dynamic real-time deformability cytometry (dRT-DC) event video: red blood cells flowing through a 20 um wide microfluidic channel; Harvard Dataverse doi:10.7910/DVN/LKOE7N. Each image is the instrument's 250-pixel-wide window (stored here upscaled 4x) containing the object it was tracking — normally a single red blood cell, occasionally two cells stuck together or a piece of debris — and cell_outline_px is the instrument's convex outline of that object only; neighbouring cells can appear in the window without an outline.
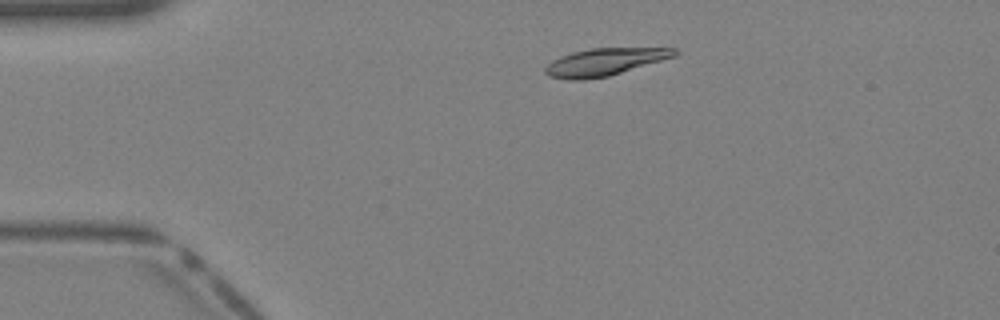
{"species": "Egyptian fruit bat (a non-hibernating species)", "species_latin": "Rousettus aegyptiacus", "temperature_condition": "warm", "stored_images_in_passage": 35, "camera_frame_rate_fps": 3000, "um_per_image_px": 0.085, "animal": {"sex": "female"}, "frame": {"image": 1, "passage_image": 4, "time_ms": 1.0, "image_size_px": [1000, 320], "cell_outline_px": [[680, 52], [676, 56], [608, 76], [584, 80], [568, 80], [548, 76], [544, 72], [544, 68], [552, 60], [560, 56], [572, 52], [592, 48], [676, 48]], "centroid_in_image_um": [51.37, 5.27], "position_along_channel_um": 33.6, "area_um2": 20.63}}
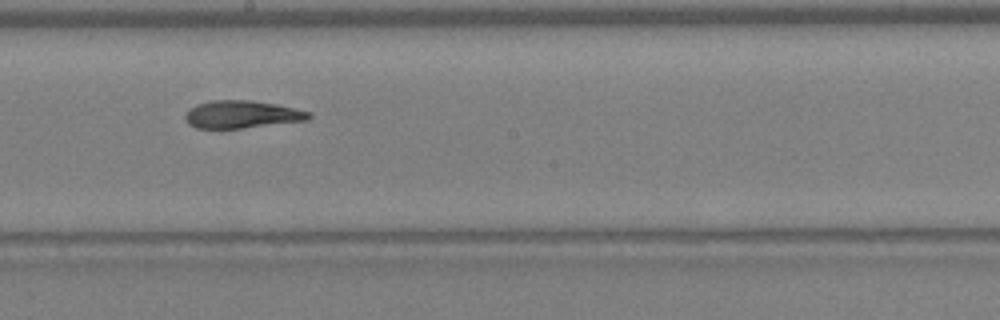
{"frame": {"image": 2, "passage_image": 18, "time_ms": 5.667, "image_size_px": [1000, 320], "cell_outline_px": [[312, 116], [308, 120], [240, 128], [196, 128], [188, 124], [184, 116], [196, 104], [212, 100], [252, 100], [276, 104], [312, 112]], "centroid_in_image_um": [20.58, 9.72], "position_along_channel_um": 227.6, "area_um2": 19.77}}
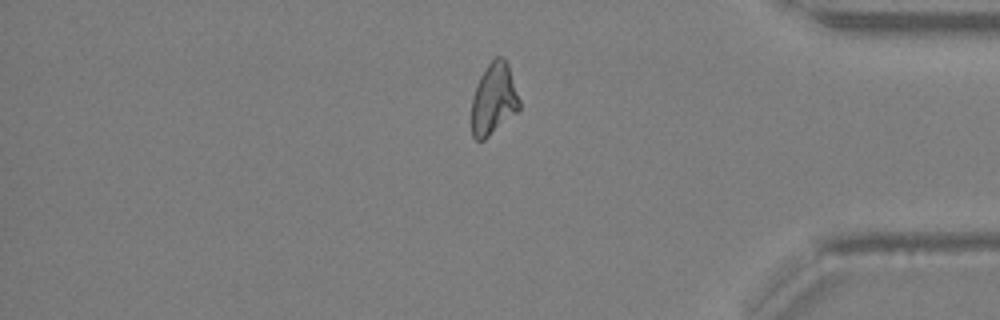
{"frame": {"image": 3, "passage_image": 29, "time_ms": 9.333, "image_size_px": [1000, 320], "cell_outline_px": [[520, 108], [516, 112], [484, 140], [476, 140], [472, 136], [472, 96], [480, 76], [488, 64], [496, 56], [504, 56], [508, 64], [520, 100]], "centroid_in_image_um": [41.96, 8.4], "position_along_channel_um": 393.2, "area_um2": 19.83}}